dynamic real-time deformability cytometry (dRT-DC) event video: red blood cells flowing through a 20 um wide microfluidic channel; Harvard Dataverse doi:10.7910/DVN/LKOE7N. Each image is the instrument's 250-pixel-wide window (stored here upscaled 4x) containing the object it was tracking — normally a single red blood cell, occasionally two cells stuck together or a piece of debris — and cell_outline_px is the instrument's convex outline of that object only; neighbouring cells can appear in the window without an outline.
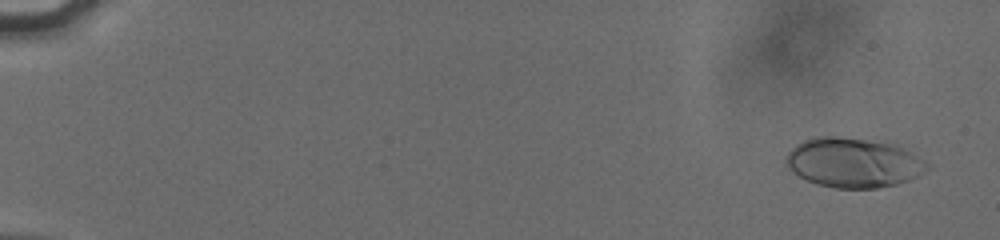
{"species": "human", "species_latin": "Homo sapiens", "temperature_condition": "cold", "stored_images_in_passage": 56, "camera_frame_rate_fps": 3000, "um_per_image_px": 0.085, "donor": {"sex": "male"}, "frame": {"image": 1, "passage_image": 3, "time_ms": 0.667, "image_size_px": [1000, 240], "cell_outline_px": [[932, 168], [920, 176], [896, 184], [876, 188], [836, 188], [816, 184], [792, 172], [784, 164], [784, 160], [788, 152], [796, 144], [804, 140], [820, 136], [836, 136], [884, 140], [924, 160]], "centroid_in_image_um": [72.53, 13.82], "position_along_channel_um": 12.5, "area_um2": 41.15}}
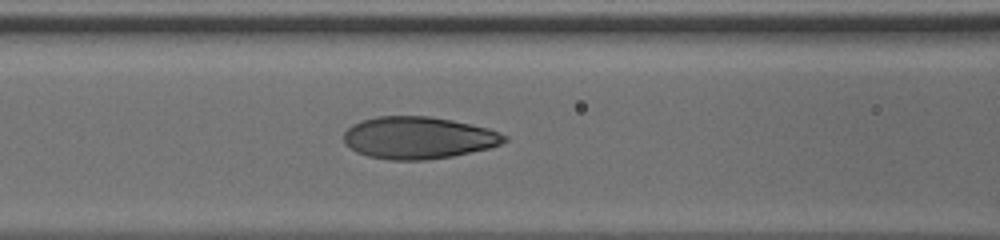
{"frame": {"image": 2, "passage_image": 26, "time_ms": 8.333, "image_size_px": [1000, 240], "cell_outline_px": [[508, 140], [500, 144], [488, 148], [452, 156], [428, 160], [388, 160], [368, 156], [356, 152], [344, 144], [344, 132], [352, 124], [360, 120], [376, 116], [432, 116], [452, 120], [488, 128], [508, 136]], "centroid_in_image_um": [35.53, 11.71], "position_along_channel_um": 131.1, "area_um2": 39.65}}
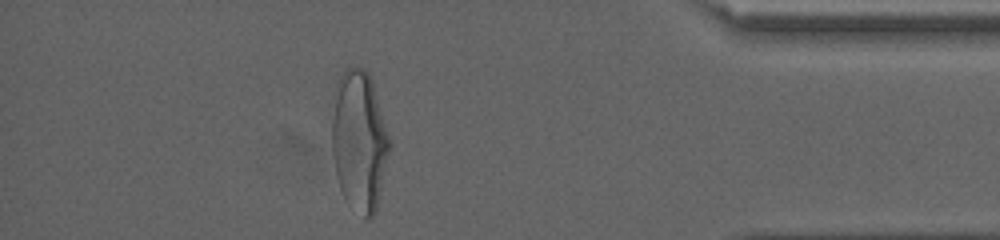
{"frame": {"image": 3, "passage_image": 50, "time_ms": 16.333, "image_size_px": [1000, 240], "cell_outline_px": [[392, 144], [376, 212], [368, 220], [348, 204], [344, 200], [336, 176], [332, 156], [332, 120], [336, 84], [340, 76], [348, 68], [364, 68], [368, 72]], "centroid_in_image_um": [30.54, 12.04], "position_along_channel_um": 404.7, "area_um2": 47.16}, "authors_computed_cell_mechanics": {"area_um2": 39.6508, "velocity_mm_per_s": 3.815, "shape_relaxation_time_tau1_ms": 4.9173, "shape_relaxation_time_tau2_ms": 0.9644, "deformation_change_tau1": 0.2008, "deformation_change_tau2": 0.0707}}